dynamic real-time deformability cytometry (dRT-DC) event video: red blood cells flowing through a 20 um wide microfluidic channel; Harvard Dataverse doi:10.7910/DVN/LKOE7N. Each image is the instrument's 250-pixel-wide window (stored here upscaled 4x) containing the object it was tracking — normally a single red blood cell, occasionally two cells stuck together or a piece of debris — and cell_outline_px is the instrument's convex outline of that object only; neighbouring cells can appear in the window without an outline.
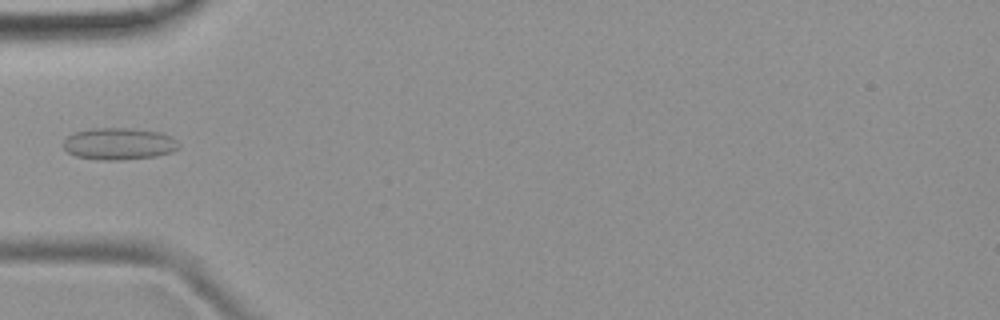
{"species": "common noctule bat (a hibernating species)", "species_latin": "Nyctalus noctula", "temperature_condition": "room temperature", "stored_images_in_passage": 5, "camera_frame_rate_fps": 3000, "um_per_image_px": 0.085, "animal": {"sex": "female", "body_mass_g": 19.9}, "frame": {"image": 1, "passage_image": 5, "time_ms": 4.667, "image_size_px": [1000, 320], "cell_outline_px": [[180, 148], [172, 152], [156, 156], [120, 160], [96, 160], [76, 156], [68, 152], [64, 148], [64, 140], [68, 136], [76, 132], [92, 128], [132, 128], [160, 132], [172, 136], [180, 144]], "centroid_in_image_um": [10.15, 12.22], "position_along_channel_um": 74.9, "area_um2": 21.62}}